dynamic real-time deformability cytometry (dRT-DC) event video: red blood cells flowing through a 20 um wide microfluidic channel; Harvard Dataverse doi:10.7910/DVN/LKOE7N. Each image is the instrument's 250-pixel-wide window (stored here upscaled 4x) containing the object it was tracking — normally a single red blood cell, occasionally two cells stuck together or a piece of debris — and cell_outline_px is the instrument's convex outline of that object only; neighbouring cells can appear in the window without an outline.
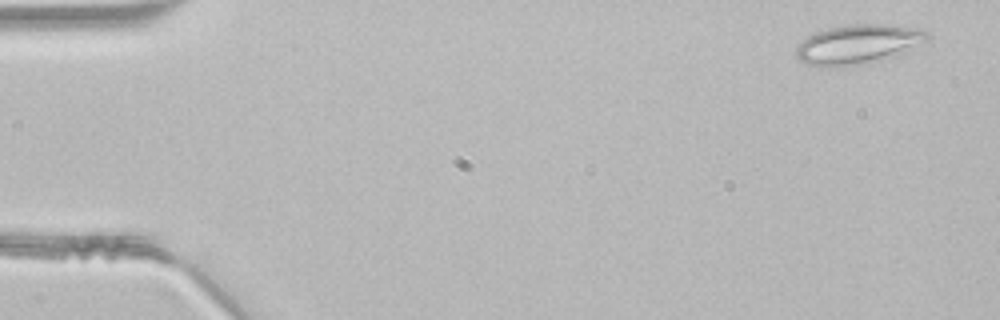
{"species": "common noctule bat (a hibernating species)", "species_latin": "Nyctalus noctula", "temperature_condition": "room temperature", "stored_images_in_passage": 45, "camera_frame_rate_fps": 3000, "um_per_image_px": 0.085, "animal": {"sex": "male", "body_mass_g": 21.5, "forearm_length_mm": 52.0}, "frame": {"image": 1, "passage_image": 1, "time_ms": 0.0, "image_size_px": [1000, 320], "cell_outline_px": [[932, 36], [928, 40], [892, 56], [856, 64], [832, 68], [808, 64], [800, 60], [796, 56], [796, 48], [808, 36], [816, 32], [832, 28], [852, 24], [884, 24], [920, 28], [928, 32]], "centroid_in_image_um": [72.94, 3.74], "position_along_channel_um": 12.1, "area_um2": 29.48}}
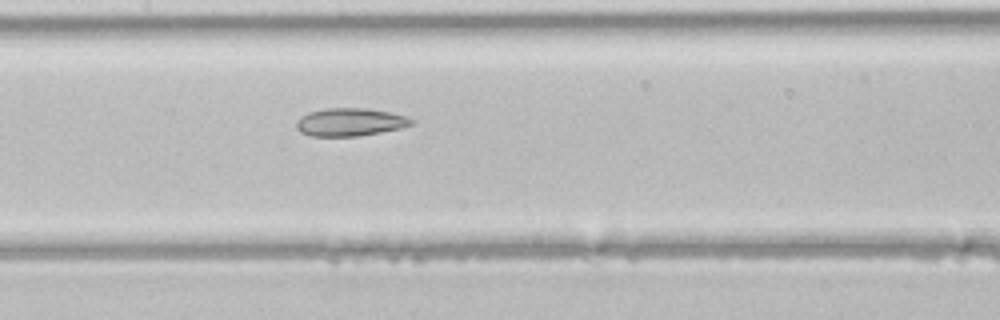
{"frame": {"image": 2, "passage_image": 21, "time_ms": 6.667, "image_size_px": [1000, 320], "cell_outline_px": [[416, 120], [412, 124], [400, 128], [380, 132], [356, 136], [308, 136], [300, 132], [296, 128], [296, 120], [300, 116], [308, 112], [328, 108], [364, 108], [392, 112], [408, 116]], "centroid_in_image_um": [29.75, 10.37], "position_along_channel_um": 177.7, "area_um2": 18.9}}
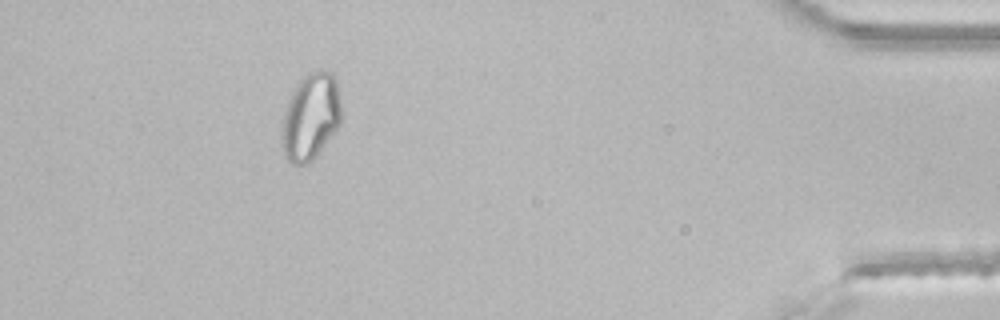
{"frame": {"image": 3, "passage_image": 41, "time_ms": 13.333, "image_size_px": [1000, 320], "cell_outline_px": [[340, 124], [332, 136], [316, 156], [308, 164], [292, 164], [284, 156], [280, 136], [284, 112], [288, 100], [296, 84], [308, 72], [320, 68], [332, 72], [336, 80], [340, 96]], "centroid_in_image_um": [26.39, 9.91], "position_along_channel_um": 408.8, "area_um2": 30.46}}